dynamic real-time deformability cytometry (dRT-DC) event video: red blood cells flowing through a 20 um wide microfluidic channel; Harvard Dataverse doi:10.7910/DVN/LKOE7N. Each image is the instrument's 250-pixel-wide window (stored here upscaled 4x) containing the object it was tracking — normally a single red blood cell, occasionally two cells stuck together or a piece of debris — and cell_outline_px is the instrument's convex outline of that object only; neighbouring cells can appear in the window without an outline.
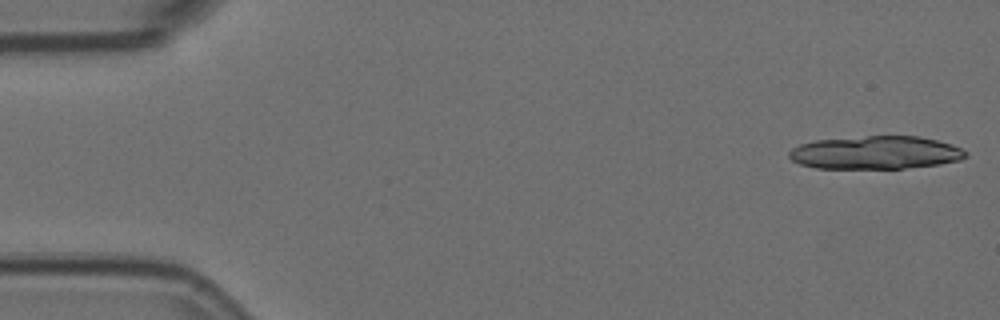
{"species": "Egyptian fruit bat (a non-hibernating species)", "species_latin": "Rousettus aegyptiacus", "temperature_condition": "room temperature", "stored_images_in_passage": 7, "camera_frame_rate_fps": 3000, "um_per_image_px": 0.085, "animal": {"sex": "female"}, "frame": {"image": 1, "passage_image": 1, "time_ms": 0.0, "image_size_px": [1000, 320], "cell_outline_px": [[968, 156], [960, 160], [940, 164], [904, 168], [816, 168], [800, 164], [792, 160], [788, 156], [788, 152], [792, 148], [800, 144], [816, 140], [868, 136], [920, 136], [952, 144], [968, 152]], "centroid_in_image_um": [74.44, 12.97], "position_along_channel_um": 10.6, "area_um2": 34.04}}